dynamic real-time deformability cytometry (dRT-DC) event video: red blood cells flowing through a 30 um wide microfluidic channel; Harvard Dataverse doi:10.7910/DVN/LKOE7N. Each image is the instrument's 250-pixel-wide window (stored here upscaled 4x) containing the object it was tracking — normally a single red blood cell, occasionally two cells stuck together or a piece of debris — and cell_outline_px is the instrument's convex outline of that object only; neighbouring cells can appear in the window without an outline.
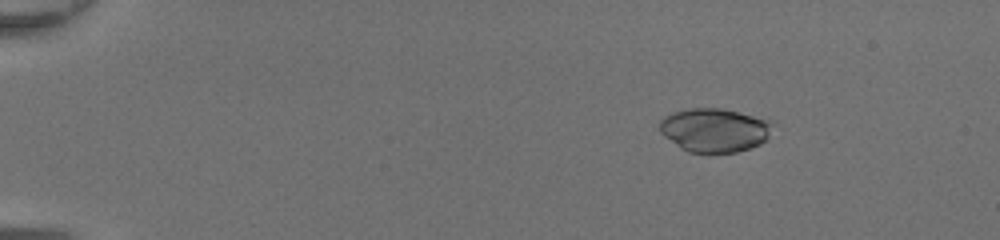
{"species": "common noctule bat (a hibernating species)", "species_latin": "Nyctalus noctula", "temperature_condition": "room temperature", "stored_images_in_passage": 50, "camera_frame_rate_fps": 3000, "um_per_image_px": 0.085, "animal": {"sex": "female", "body_mass_g": 20.0, "forearm_length_mm": 54.0}, "frame": {"image": 1, "passage_image": 9, "time_ms": 2.667, "image_size_px": [1000, 240], "cell_outline_px": [[772, 124], [768, 136], [760, 144], [736, 152], [688, 152], [680, 148], [664, 136], [660, 132], [660, 120], [664, 116], [672, 112], [688, 108], [724, 108], [772, 120]], "centroid_in_image_um": [60.71, 11.03], "position_along_channel_um": 24.3, "area_um2": 28.84}}
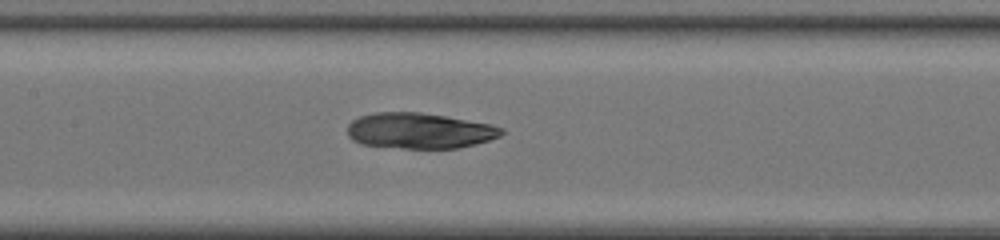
{"frame": {"image": 2, "passage_image": 27, "time_ms": 8.667, "image_size_px": [1000, 240], "cell_outline_px": [[504, 132], [500, 136], [476, 144], [460, 148], [404, 148], [360, 144], [352, 140], [348, 136], [348, 124], [352, 120], [360, 116], [376, 112], [420, 112], [492, 124], [504, 128]], "centroid_in_image_um": [35.66, 11.11], "position_along_channel_um": 171.7, "area_um2": 32.08}}
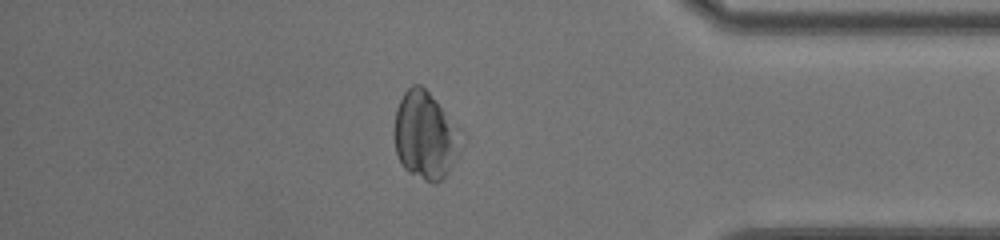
{"frame": {"image": 3, "passage_image": 44, "time_ms": 14.333, "image_size_px": [1000, 240], "cell_outline_px": [[464, 132], [456, 160], [448, 172], [436, 184], [432, 184], [408, 172], [404, 168], [396, 152], [392, 132], [396, 108], [404, 92], [412, 84], [420, 84], [428, 92]], "centroid_in_image_um": [36.14, 11.52], "position_along_channel_um": 399.1, "area_um2": 34.51}}